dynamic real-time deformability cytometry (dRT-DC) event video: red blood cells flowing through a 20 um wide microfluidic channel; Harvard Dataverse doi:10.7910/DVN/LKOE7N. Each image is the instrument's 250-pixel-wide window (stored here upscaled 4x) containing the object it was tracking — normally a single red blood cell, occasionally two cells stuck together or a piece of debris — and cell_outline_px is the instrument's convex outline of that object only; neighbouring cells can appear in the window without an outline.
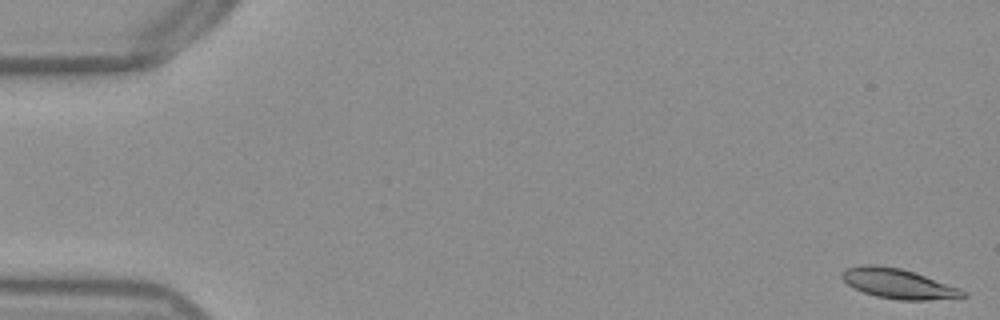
{"species": "Egyptian fruit bat (a non-hibernating species)", "species_latin": "Rousettus aegyptiacus", "temperature_condition": "warm", "stored_images_in_passage": 49, "camera_frame_rate_fps": 3000, "um_per_image_px": 0.085, "frame": {"image": 1, "passage_image": 1, "time_ms": 0.0, "image_size_px": [1000, 320], "cell_outline_px": [[968, 296], [928, 300], [900, 300], [876, 296], [864, 292], [848, 284], [840, 276], [840, 272], [848, 268], [860, 264], [872, 264], [900, 268], [960, 288], [968, 292]], "centroid_in_image_um": [76.34, 24.11], "position_along_channel_um": 8.7, "area_um2": 20.81}}
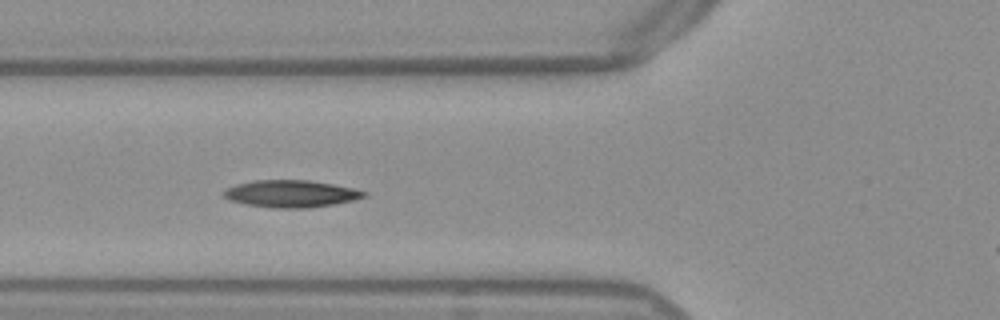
{"frame": {"image": 2, "passage_image": 20, "time_ms": 6.333, "image_size_px": [1000, 320], "cell_outline_px": [[368, 196], [352, 200], [332, 204], [308, 208], [272, 208], [244, 204], [232, 200], [224, 196], [220, 192], [236, 184], [252, 180], [308, 180], [332, 184], [352, 188], [368, 192]], "centroid_in_image_um": [24.71, 16.46], "position_along_channel_um": 101.1, "area_um2": 22.14}}
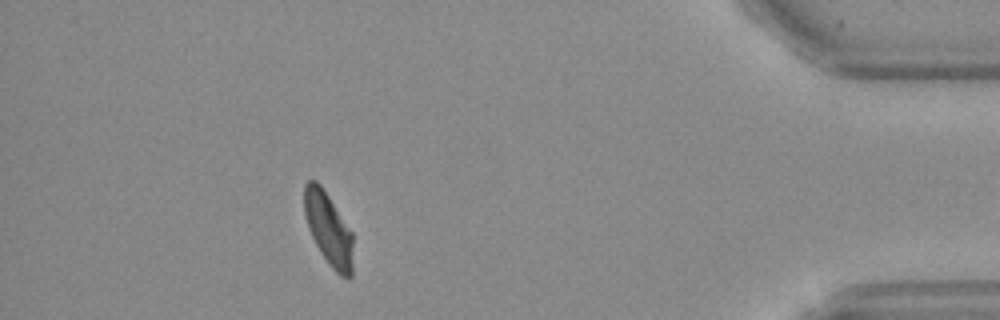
{"frame": {"image": 3, "passage_image": 48, "time_ms": 15.667, "image_size_px": [1000, 320], "cell_outline_px": [[352, 276], [348, 280], [340, 276], [332, 268], [320, 252], [308, 228], [304, 212], [304, 184], [308, 180], [316, 180], [320, 184], [352, 232]], "centroid_in_image_um": [27.91, 19.48], "position_along_channel_um": 407.3, "area_um2": 20.52}}